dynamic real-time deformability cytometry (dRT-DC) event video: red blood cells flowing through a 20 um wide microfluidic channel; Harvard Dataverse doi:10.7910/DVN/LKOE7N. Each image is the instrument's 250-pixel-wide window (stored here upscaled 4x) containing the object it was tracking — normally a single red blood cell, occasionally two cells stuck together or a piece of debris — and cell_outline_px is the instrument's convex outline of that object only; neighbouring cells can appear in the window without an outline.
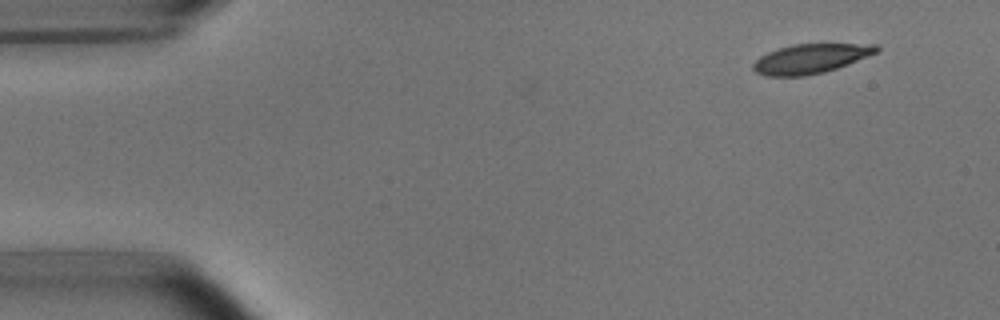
{"species": "common noctule bat (a hibernating species)", "species_latin": "Nyctalus noctula", "temperature_condition": "room temperature", "stored_images_in_passage": 2, "camera_frame_rate_fps": 3000, "um_per_image_px": 0.085, "animal": {"sex": "male", "body_mass_g": 15.6}, "frame": {"image": 1, "passage_image": 2, "time_ms": 1.0, "image_size_px": [1000, 320], "cell_outline_px": [[880, 52], [836, 68], [824, 72], [804, 76], [768, 76], [756, 72], [752, 68], [752, 64], [760, 56], [776, 48], [792, 44], [876, 44], [880, 48]], "centroid_in_image_um": [68.9, 4.98], "position_along_channel_um": 16.1, "area_um2": 21.21}}